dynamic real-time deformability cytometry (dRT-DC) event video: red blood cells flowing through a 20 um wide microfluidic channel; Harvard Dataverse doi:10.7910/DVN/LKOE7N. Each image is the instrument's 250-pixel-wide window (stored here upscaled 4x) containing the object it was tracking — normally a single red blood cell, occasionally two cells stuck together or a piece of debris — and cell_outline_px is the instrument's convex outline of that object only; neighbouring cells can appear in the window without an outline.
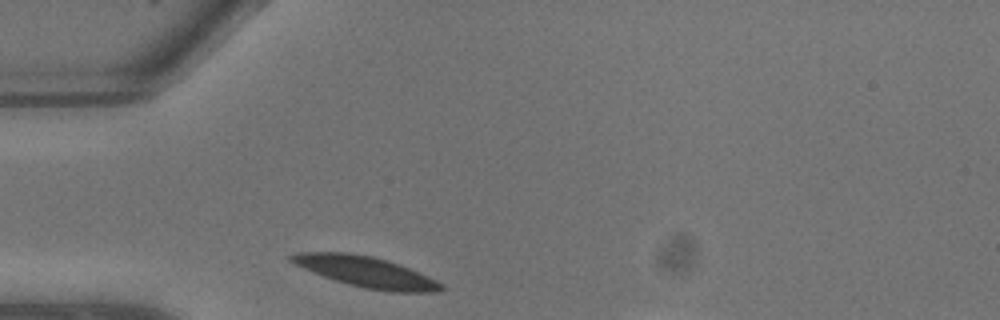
{"species": "common noctule bat (a hibernating species)", "species_latin": "Nyctalus noctula", "temperature_condition": "warm", "stored_images_in_passage": 7, "camera_frame_rate_fps": 3000, "um_per_image_px": 0.085, "animal": {"sex": "male", "body_mass_g": 13.3}, "frame": {"image": 1, "passage_image": 1, "time_ms": 0.0, "image_size_px": [1000, 320], "cell_outline_px": [[448, 288], [436, 292], [388, 292], [364, 288], [348, 284], [324, 276], [304, 268], [288, 260], [288, 256], [296, 252], [348, 252], [372, 256], [388, 260], [400, 264], [428, 276], [444, 284]], "centroid_in_image_um": [31.16, 23.11], "position_along_channel_um": 53.8, "area_um2": 26.93}}
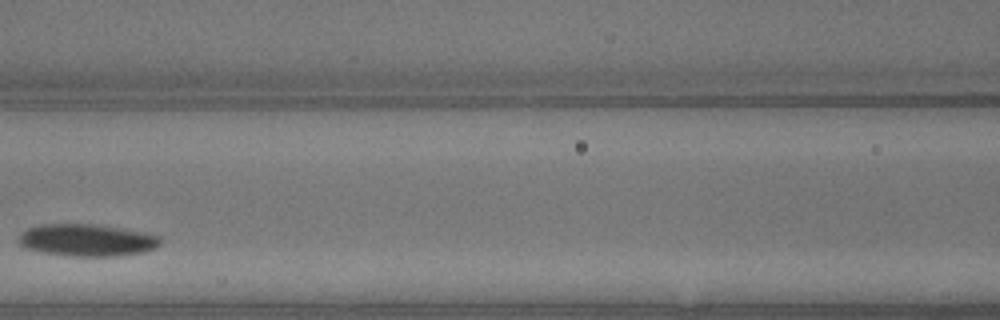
{"frame": {"image": 2, "passage_image": 5, "time_ms": 1.333, "image_size_px": [1000, 320], "cell_outline_px": [[160, 244], [156, 248], [144, 252], [120, 256], [64, 256], [20, 248], [16, 240], [28, 228], [40, 224], [96, 224], [120, 228], [160, 236]], "centroid_in_image_um": [7.34, 20.43], "position_along_channel_um": 159.3, "area_um2": 26.82}}
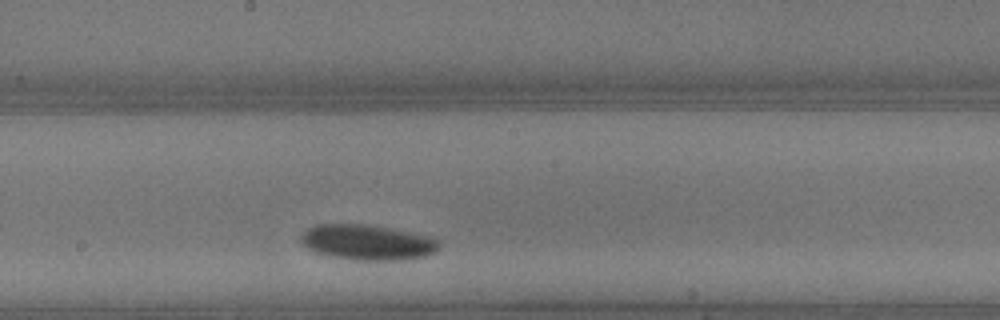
{"frame": {"image": 3, "passage_image": 7, "time_ms": 2.0, "image_size_px": [1000, 320], "cell_outline_px": [[440, 248], [436, 252], [424, 256], [400, 260], [352, 260], [332, 256], [316, 252], [308, 248], [300, 240], [300, 236], [308, 228], [316, 224], [368, 224], [392, 228], [432, 236], [440, 240]], "centroid_in_image_um": [31.28, 20.59], "position_along_channel_um": 216.9, "area_um2": 28.73}}